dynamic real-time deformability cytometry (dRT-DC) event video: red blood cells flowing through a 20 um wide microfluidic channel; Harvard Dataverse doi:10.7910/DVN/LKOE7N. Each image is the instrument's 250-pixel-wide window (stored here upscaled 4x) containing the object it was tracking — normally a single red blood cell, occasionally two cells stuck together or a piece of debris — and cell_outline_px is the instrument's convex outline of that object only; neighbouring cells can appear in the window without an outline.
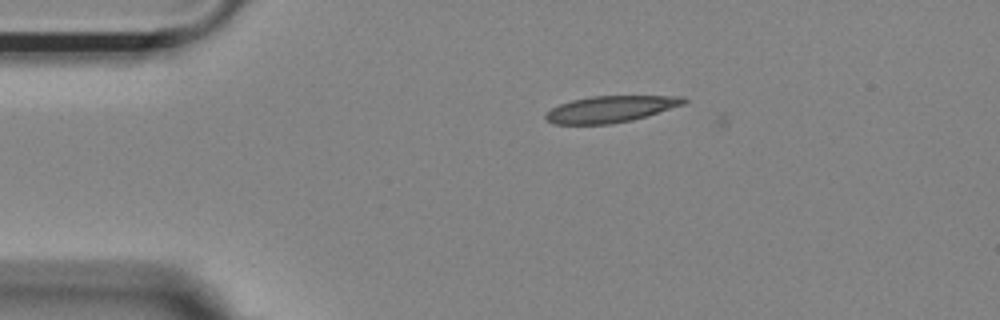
{"species": "Egyptian fruit bat (a non-hibernating species)", "species_latin": "Rousettus aegyptiacus", "temperature_condition": "room temperature", "stored_images_in_passage": 2, "camera_frame_rate_fps": 3000, "um_per_image_px": 0.085, "animal": {"sex": "female"}, "frame": {"image": 1, "passage_image": 1, "time_ms": 0.0, "image_size_px": [1000, 320], "cell_outline_px": [[688, 100], [684, 104], [632, 120], [612, 124], [552, 124], [544, 120], [544, 116], [552, 108], [560, 104], [572, 100], [592, 96], [684, 96]], "centroid_in_image_um": [51.86, 9.28], "position_along_channel_um": 33.1, "area_um2": 21.21}}